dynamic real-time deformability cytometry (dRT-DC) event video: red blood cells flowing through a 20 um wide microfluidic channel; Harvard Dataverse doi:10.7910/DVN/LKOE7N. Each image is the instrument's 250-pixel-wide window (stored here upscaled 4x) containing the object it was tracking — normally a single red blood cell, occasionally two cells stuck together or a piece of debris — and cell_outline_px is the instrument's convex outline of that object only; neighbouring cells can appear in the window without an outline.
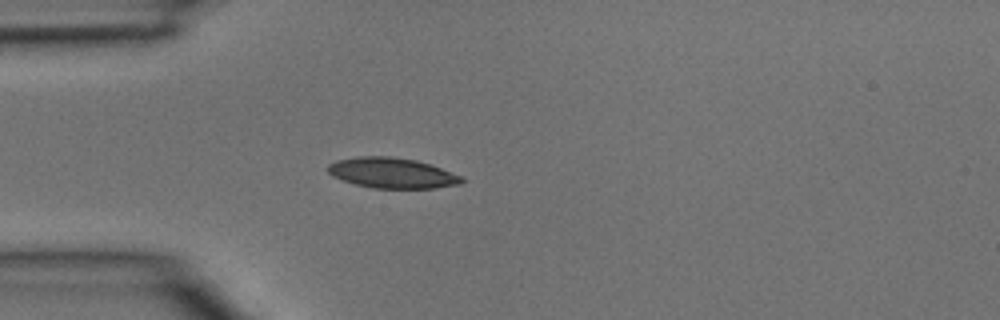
{"species": "common noctule bat (a hibernating species)", "species_latin": "Nyctalus noctula", "temperature_condition": "room temperature", "stored_images_in_passage": 4, "camera_frame_rate_fps": 3000, "um_per_image_px": 0.085, "animal": {"sex": "male", "body_mass_g": 15.6}, "frame": {"image": 1, "passage_image": 4, "time_ms": 1.0, "image_size_px": [1000, 320], "cell_outline_px": [[464, 180], [460, 184], [436, 188], [372, 188], [356, 184], [332, 176], [328, 172], [328, 164], [336, 160], [356, 156], [392, 156], [416, 160], [440, 168], [460, 176]], "centroid_in_image_um": [33.29, 14.69], "position_along_channel_um": 51.7, "area_um2": 23.58}}